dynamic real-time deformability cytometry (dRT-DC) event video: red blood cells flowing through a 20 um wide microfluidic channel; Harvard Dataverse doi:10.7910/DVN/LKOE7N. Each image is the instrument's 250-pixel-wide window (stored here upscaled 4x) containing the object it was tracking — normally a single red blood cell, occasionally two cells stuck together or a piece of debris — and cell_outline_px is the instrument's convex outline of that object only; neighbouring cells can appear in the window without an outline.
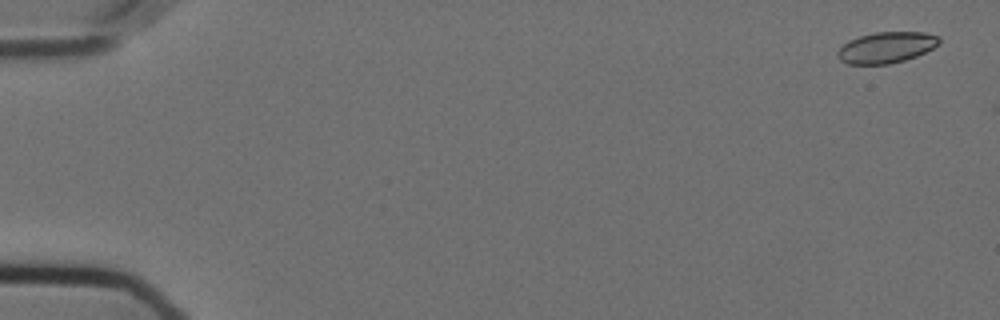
{"species": "Egyptian fruit bat (a non-hibernating species)", "species_latin": "Rousettus aegyptiacus", "temperature_condition": "cold", "stored_images_in_passage": 4, "camera_frame_rate_fps": 3000, "um_per_image_px": 0.085, "animal": {"sex": "female"}, "frame": {"image": 1, "passage_image": 3, "time_ms": 0.667, "image_size_px": [1000, 320], "cell_outline_px": [[940, 44], [916, 56], [904, 60], [888, 64], [848, 64], [840, 60], [836, 56], [836, 52], [848, 40], [860, 36], [876, 32], [924, 32], [940, 36]], "centroid_in_image_um": [75.33, 4.03], "position_along_channel_um": 9.7, "area_um2": 18.38}}